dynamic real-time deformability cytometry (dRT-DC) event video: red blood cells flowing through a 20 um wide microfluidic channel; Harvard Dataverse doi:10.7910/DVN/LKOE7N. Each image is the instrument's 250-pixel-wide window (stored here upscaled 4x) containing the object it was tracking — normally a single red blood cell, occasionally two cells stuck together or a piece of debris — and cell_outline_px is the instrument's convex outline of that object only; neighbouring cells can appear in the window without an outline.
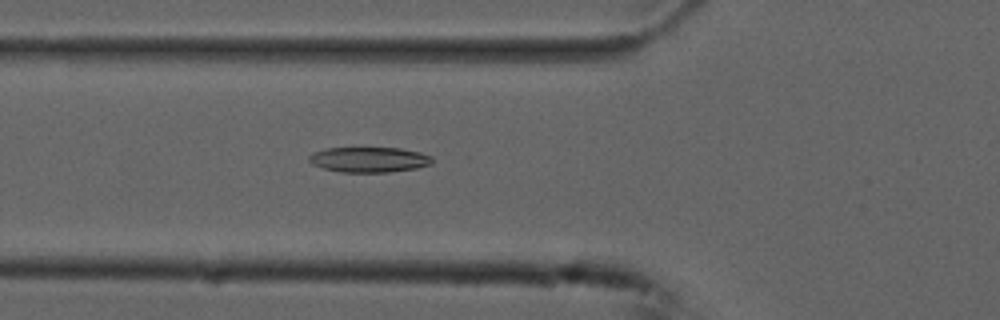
{"species": "common noctule bat (a hibernating species)", "species_latin": "Nyctalus noctula", "temperature_condition": "cold", "stored_images_in_passage": 55, "camera_frame_rate_fps": 3000, "um_per_image_px": 0.085, "animal": {"sex": "male", "forearm_length_mm": 52.5}, "frame": {"image": 1, "passage_image": 20, "time_ms": 6.333, "image_size_px": [1000, 320], "cell_outline_px": [[432, 164], [416, 168], [392, 172], [340, 172], [324, 168], [312, 164], [308, 160], [308, 156], [324, 148], [400, 148], [420, 152], [432, 156]], "centroid_in_image_um": [31.39, 13.57], "position_along_channel_um": 94.4, "area_um2": 18.15}}
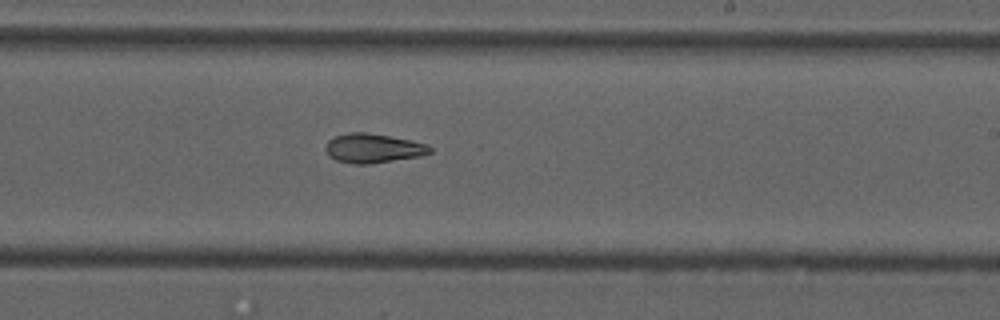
{"frame": {"image": 2, "passage_image": 33, "time_ms": 10.667, "image_size_px": [1000, 320], "cell_outline_px": [[432, 152], [420, 156], [372, 164], [352, 164], [336, 160], [328, 156], [324, 148], [328, 140], [336, 136], [348, 132], [368, 132], [428, 144], [432, 148]], "centroid_in_image_um": [31.69, 12.61], "position_along_channel_um": 257.3, "area_um2": 17.92}}
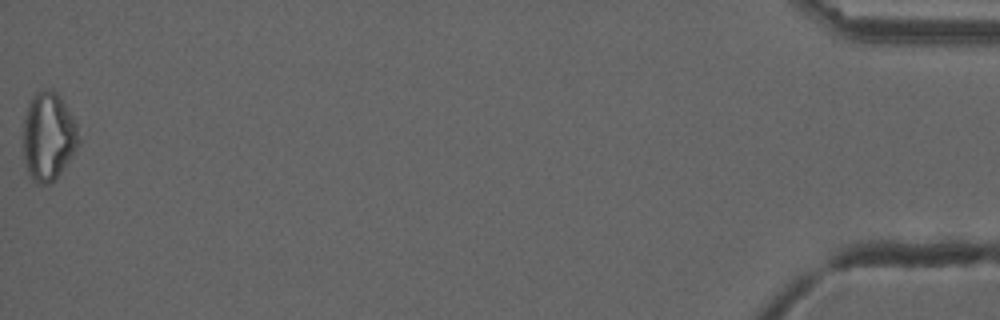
{"frame": {"image": 3, "passage_image": 55, "time_ms": 18.0, "image_size_px": [1000, 320], "cell_outline_px": [[80, 144], [52, 184], [36, 184], [32, 180], [28, 172], [24, 156], [24, 120], [28, 104], [32, 96], [36, 92], [44, 88], [52, 88], [60, 96], [72, 116], [76, 124], [80, 140]], "centroid_in_image_um": [4.12, 11.59], "position_along_channel_um": 431.1, "area_um2": 28.61}, "authors_computed_cell_mechanics": {"area_um2": 18.785, "velocity_mm_per_s": 3.7514, "shape_relaxation_time_tau1_ms": 8.5966, "shape_relaxation_time_tau2_ms": 7.1836, "deformation_change_tau1": 0.1845, "deformation_change_tau2": 0.1802}}